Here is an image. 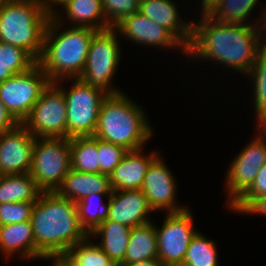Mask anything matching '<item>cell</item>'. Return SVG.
Segmentation results:
<instances>
[{
  "label": "cell",
  "mask_w": 266,
  "mask_h": 266,
  "mask_svg": "<svg viewBox=\"0 0 266 266\" xmlns=\"http://www.w3.org/2000/svg\"><path fill=\"white\" fill-rule=\"evenodd\" d=\"M260 14L258 21L249 25L219 23L207 14H201L200 22L193 23L192 38L186 55L218 62L242 72L246 77L259 52L266 46V34L263 32L266 7Z\"/></svg>",
  "instance_id": "6da1fadb"
},
{
  "label": "cell",
  "mask_w": 266,
  "mask_h": 266,
  "mask_svg": "<svg viewBox=\"0 0 266 266\" xmlns=\"http://www.w3.org/2000/svg\"><path fill=\"white\" fill-rule=\"evenodd\" d=\"M30 222L34 259L62 256L89 234L81 226L77 205L54 192H41L34 203Z\"/></svg>",
  "instance_id": "7a4b0ae2"
},
{
  "label": "cell",
  "mask_w": 266,
  "mask_h": 266,
  "mask_svg": "<svg viewBox=\"0 0 266 266\" xmlns=\"http://www.w3.org/2000/svg\"><path fill=\"white\" fill-rule=\"evenodd\" d=\"M60 13L57 11L49 19L44 34L43 51L37 62L50 82H60L81 76L90 41L97 32L93 28L79 26L62 30V22L65 20L63 16L61 18ZM58 28H61L62 32Z\"/></svg>",
  "instance_id": "3957f363"
},
{
  "label": "cell",
  "mask_w": 266,
  "mask_h": 266,
  "mask_svg": "<svg viewBox=\"0 0 266 266\" xmlns=\"http://www.w3.org/2000/svg\"><path fill=\"white\" fill-rule=\"evenodd\" d=\"M145 111L125 93L103 100L94 137L122 146L128 151L144 149L153 129Z\"/></svg>",
  "instance_id": "277c9868"
},
{
  "label": "cell",
  "mask_w": 266,
  "mask_h": 266,
  "mask_svg": "<svg viewBox=\"0 0 266 266\" xmlns=\"http://www.w3.org/2000/svg\"><path fill=\"white\" fill-rule=\"evenodd\" d=\"M50 18L45 0H10L0 8V42L25 50L38 62Z\"/></svg>",
  "instance_id": "5b68a950"
},
{
  "label": "cell",
  "mask_w": 266,
  "mask_h": 266,
  "mask_svg": "<svg viewBox=\"0 0 266 266\" xmlns=\"http://www.w3.org/2000/svg\"><path fill=\"white\" fill-rule=\"evenodd\" d=\"M117 30L111 27L97 31L89 45L86 63L79 77L88 86L100 89L107 95L122 91L112 83L121 59V49Z\"/></svg>",
  "instance_id": "8992f818"
},
{
  "label": "cell",
  "mask_w": 266,
  "mask_h": 266,
  "mask_svg": "<svg viewBox=\"0 0 266 266\" xmlns=\"http://www.w3.org/2000/svg\"><path fill=\"white\" fill-rule=\"evenodd\" d=\"M70 138L36 137L29 174L42 192H54L71 169Z\"/></svg>",
  "instance_id": "52a82bcc"
},
{
  "label": "cell",
  "mask_w": 266,
  "mask_h": 266,
  "mask_svg": "<svg viewBox=\"0 0 266 266\" xmlns=\"http://www.w3.org/2000/svg\"><path fill=\"white\" fill-rule=\"evenodd\" d=\"M69 90H63L67 109V138L93 136L97 127L99 111L107 94L74 78Z\"/></svg>",
  "instance_id": "ba28073f"
},
{
  "label": "cell",
  "mask_w": 266,
  "mask_h": 266,
  "mask_svg": "<svg viewBox=\"0 0 266 266\" xmlns=\"http://www.w3.org/2000/svg\"><path fill=\"white\" fill-rule=\"evenodd\" d=\"M21 124L35 137L67 138V109L58 84H48Z\"/></svg>",
  "instance_id": "9c48e42d"
},
{
  "label": "cell",
  "mask_w": 266,
  "mask_h": 266,
  "mask_svg": "<svg viewBox=\"0 0 266 266\" xmlns=\"http://www.w3.org/2000/svg\"><path fill=\"white\" fill-rule=\"evenodd\" d=\"M49 83L48 76L36 63L28 71L15 74L0 83V101L21 124Z\"/></svg>",
  "instance_id": "30bf717a"
},
{
  "label": "cell",
  "mask_w": 266,
  "mask_h": 266,
  "mask_svg": "<svg viewBox=\"0 0 266 266\" xmlns=\"http://www.w3.org/2000/svg\"><path fill=\"white\" fill-rule=\"evenodd\" d=\"M256 138L238 153L225 176L229 209L253 184L259 170L266 163V126H256Z\"/></svg>",
  "instance_id": "8fae6325"
},
{
  "label": "cell",
  "mask_w": 266,
  "mask_h": 266,
  "mask_svg": "<svg viewBox=\"0 0 266 266\" xmlns=\"http://www.w3.org/2000/svg\"><path fill=\"white\" fill-rule=\"evenodd\" d=\"M193 218L191 211L186 209L166 213L163 225H155L158 259L163 266H180L183 263L190 241L197 233Z\"/></svg>",
  "instance_id": "7c38bea8"
},
{
  "label": "cell",
  "mask_w": 266,
  "mask_h": 266,
  "mask_svg": "<svg viewBox=\"0 0 266 266\" xmlns=\"http://www.w3.org/2000/svg\"><path fill=\"white\" fill-rule=\"evenodd\" d=\"M169 167L159 155L151 162L144 177L141 190L147 198L149 207L155 211L177 213L188 209L176 200V182Z\"/></svg>",
  "instance_id": "4fadbf2b"
},
{
  "label": "cell",
  "mask_w": 266,
  "mask_h": 266,
  "mask_svg": "<svg viewBox=\"0 0 266 266\" xmlns=\"http://www.w3.org/2000/svg\"><path fill=\"white\" fill-rule=\"evenodd\" d=\"M35 139L22 124L0 134V164L5 175L29 173Z\"/></svg>",
  "instance_id": "5bb4252c"
},
{
  "label": "cell",
  "mask_w": 266,
  "mask_h": 266,
  "mask_svg": "<svg viewBox=\"0 0 266 266\" xmlns=\"http://www.w3.org/2000/svg\"><path fill=\"white\" fill-rule=\"evenodd\" d=\"M120 35L126 36L127 40L141 45L161 48H182L186 54L185 47L164 27L153 22L150 18L140 12L125 17L114 27Z\"/></svg>",
  "instance_id": "9a60e30c"
},
{
  "label": "cell",
  "mask_w": 266,
  "mask_h": 266,
  "mask_svg": "<svg viewBox=\"0 0 266 266\" xmlns=\"http://www.w3.org/2000/svg\"><path fill=\"white\" fill-rule=\"evenodd\" d=\"M106 219L134 228L151 222L148 217L153 210L141 189L112 191L107 198ZM150 219V220H149Z\"/></svg>",
  "instance_id": "2e32d148"
},
{
  "label": "cell",
  "mask_w": 266,
  "mask_h": 266,
  "mask_svg": "<svg viewBox=\"0 0 266 266\" xmlns=\"http://www.w3.org/2000/svg\"><path fill=\"white\" fill-rule=\"evenodd\" d=\"M139 12L168 30L187 49L192 38L193 22L180 17L172 0H140Z\"/></svg>",
  "instance_id": "e0dca14e"
},
{
  "label": "cell",
  "mask_w": 266,
  "mask_h": 266,
  "mask_svg": "<svg viewBox=\"0 0 266 266\" xmlns=\"http://www.w3.org/2000/svg\"><path fill=\"white\" fill-rule=\"evenodd\" d=\"M143 149L128 151L110 175L112 191L141 189L151 162L159 155L151 151L143 155Z\"/></svg>",
  "instance_id": "ac0fdd59"
},
{
  "label": "cell",
  "mask_w": 266,
  "mask_h": 266,
  "mask_svg": "<svg viewBox=\"0 0 266 266\" xmlns=\"http://www.w3.org/2000/svg\"><path fill=\"white\" fill-rule=\"evenodd\" d=\"M55 192L75 203L91 193L111 194L110 176L70 169Z\"/></svg>",
  "instance_id": "d6986e66"
},
{
  "label": "cell",
  "mask_w": 266,
  "mask_h": 266,
  "mask_svg": "<svg viewBox=\"0 0 266 266\" xmlns=\"http://www.w3.org/2000/svg\"><path fill=\"white\" fill-rule=\"evenodd\" d=\"M131 228L113 220L104 219L89 236L101 237L99 247L110 257L115 266L124 263Z\"/></svg>",
  "instance_id": "ffe728a7"
},
{
  "label": "cell",
  "mask_w": 266,
  "mask_h": 266,
  "mask_svg": "<svg viewBox=\"0 0 266 266\" xmlns=\"http://www.w3.org/2000/svg\"><path fill=\"white\" fill-rule=\"evenodd\" d=\"M0 251L4 256H9L8 258L21 253L20 257L34 260V237L31 222L1 225Z\"/></svg>",
  "instance_id": "44dd1931"
},
{
  "label": "cell",
  "mask_w": 266,
  "mask_h": 266,
  "mask_svg": "<svg viewBox=\"0 0 266 266\" xmlns=\"http://www.w3.org/2000/svg\"><path fill=\"white\" fill-rule=\"evenodd\" d=\"M62 11L71 26L89 27L97 31L111 28L105 18L102 0H70L62 6Z\"/></svg>",
  "instance_id": "7402d4cb"
},
{
  "label": "cell",
  "mask_w": 266,
  "mask_h": 266,
  "mask_svg": "<svg viewBox=\"0 0 266 266\" xmlns=\"http://www.w3.org/2000/svg\"><path fill=\"white\" fill-rule=\"evenodd\" d=\"M154 222L131 229L123 264L158 259L157 240Z\"/></svg>",
  "instance_id": "603a6c76"
},
{
  "label": "cell",
  "mask_w": 266,
  "mask_h": 266,
  "mask_svg": "<svg viewBox=\"0 0 266 266\" xmlns=\"http://www.w3.org/2000/svg\"><path fill=\"white\" fill-rule=\"evenodd\" d=\"M41 192L29 173L8 174L0 177V204L36 202Z\"/></svg>",
  "instance_id": "cb8c5ba5"
},
{
  "label": "cell",
  "mask_w": 266,
  "mask_h": 266,
  "mask_svg": "<svg viewBox=\"0 0 266 266\" xmlns=\"http://www.w3.org/2000/svg\"><path fill=\"white\" fill-rule=\"evenodd\" d=\"M71 169L87 173H100L98 138L94 136L70 138Z\"/></svg>",
  "instance_id": "d4e9b609"
},
{
  "label": "cell",
  "mask_w": 266,
  "mask_h": 266,
  "mask_svg": "<svg viewBox=\"0 0 266 266\" xmlns=\"http://www.w3.org/2000/svg\"><path fill=\"white\" fill-rule=\"evenodd\" d=\"M252 80L254 93V111L257 115L256 125L266 126V46L259 52L247 77Z\"/></svg>",
  "instance_id": "484cf974"
},
{
  "label": "cell",
  "mask_w": 266,
  "mask_h": 266,
  "mask_svg": "<svg viewBox=\"0 0 266 266\" xmlns=\"http://www.w3.org/2000/svg\"><path fill=\"white\" fill-rule=\"evenodd\" d=\"M259 0H221L207 15L219 23L249 25L246 21Z\"/></svg>",
  "instance_id": "4316f807"
},
{
  "label": "cell",
  "mask_w": 266,
  "mask_h": 266,
  "mask_svg": "<svg viewBox=\"0 0 266 266\" xmlns=\"http://www.w3.org/2000/svg\"><path fill=\"white\" fill-rule=\"evenodd\" d=\"M88 235L84 240L73 245L64 256L74 266H115L110 257L90 240Z\"/></svg>",
  "instance_id": "83f0119b"
},
{
  "label": "cell",
  "mask_w": 266,
  "mask_h": 266,
  "mask_svg": "<svg viewBox=\"0 0 266 266\" xmlns=\"http://www.w3.org/2000/svg\"><path fill=\"white\" fill-rule=\"evenodd\" d=\"M218 259L215 242L197 231L180 266H218Z\"/></svg>",
  "instance_id": "f1b7e54d"
},
{
  "label": "cell",
  "mask_w": 266,
  "mask_h": 266,
  "mask_svg": "<svg viewBox=\"0 0 266 266\" xmlns=\"http://www.w3.org/2000/svg\"><path fill=\"white\" fill-rule=\"evenodd\" d=\"M110 195L91 193L76 203L80 224L88 234L106 218L108 203H104L103 197Z\"/></svg>",
  "instance_id": "f546056e"
},
{
  "label": "cell",
  "mask_w": 266,
  "mask_h": 266,
  "mask_svg": "<svg viewBox=\"0 0 266 266\" xmlns=\"http://www.w3.org/2000/svg\"><path fill=\"white\" fill-rule=\"evenodd\" d=\"M105 18L115 27L125 17L139 12L140 0H102Z\"/></svg>",
  "instance_id": "4dcf8cb0"
},
{
  "label": "cell",
  "mask_w": 266,
  "mask_h": 266,
  "mask_svg": "<svg viewBox=\"0 0 266 266\" xmlns=\"http://www.w3.org/2000/svg\"><path fill=\"white\" fill-rule=\"evenodd\" d=\"M127 152L122 146L98 139L100 173L110 176Z\"/></svg>",
  "instance_id": "1f68e13d"
},
{
  "label": "cell",
  "mask_w": 266,
  "mask_h": 266,
  "mask_svg": "<svg viewBox=\"0 0 266 266\" xmlns=\"http://www.w3.org/2000/svg\"><path fill=\"white\" fill-rule=\"evenodd\" d=\"M0 61L14 62V74L28 71L37 62L23 49L0 42Z\"/></svg>",
  "instance_id": "d6a6232c"
},
{
  "label": "cell",
  "mask_w": 266,
  "mask_h": 266,
  "mask_svg": "<svg viewBox=\"0 0 266 266\" xmlns=\"http://www.w3.org/2000/svg\"><path fill=\"white\" fill-rule=\"evenodd\" d=\"M35 202H10L0 204V226L30 221Z\"/></svg>",
  "instance_id": "836d02e7"
},
{
  "label": "cell",
  "mask_w": 266,
  "mask_h": 266,
  "mask_svg": "<svg viewBox=\"0 0 266 266\" xmlns=\"http://www.w3.org/2000/svg\"><path fill=\"white\" fill-rule=\"evenodd\" d=\"M229 209L241 214L266 216V195L256 198H239Z\"/></svg>",
  "instance_id": "e575fe53"
},
{
  "label": "cell",
  "mask_w": 266,
  "mask_h": 266,
  "mask_svg": "<svg viewBox=\"0 0 266 266\" xmlns=\"http://www.w3.org/2000/svg\"><path fill=\"white\" fill-rule=\"evenodd\" d=\"M266 195V163L257 174L251 187L240 198H256Z\"/></svg>",
  "instance_id": "d590c367"
},
{
  "label": "cell",
  "mask_w": 266,
  "mask_h": 266,
  "mask_svg": "<svg viewBox=\"0 0 266 266\" xmlns=\"http://www.w3.org/2000/svg\"><path fill=\"white\" fill-rule=\"evenodd\" d=\"M19 123L5 108V105L0 101V134L15 128Z\"/></svg>",
  "instance_id": "8d00e7d4"
},
{
  "label": "cell",
  "mask_w": 266,
  "mask_h": 266,
  "mask_svg": "<svg viewBox=\"0 0 266 266\" xmlns=\"http://www.w3.org/2000/svg\"><path fill=\"white\" fill-rule=\"evenodd\" d=\"M14 74V62L0 61V83L9 79Z\"/></svg>",
  "instance_id": "74e56055"
},
{
  "label": "cell",
  "mask_w": 266,
  "mask_h": 266,
  "mask_svg": "<svg viewBox=\"0 0 266 266\" xmlns=\"http://www.w3.org/2000/svg\"><path fill=\"white\" fill-rule=\"evenodd\" d=\"M70 0H45L46 3V9L49 15L52 17L56 14L57 11H55L57 6L62 7L64 4H66ZM55 6V7H53ZM55 8V9H54Z\"/></svg>",
  "instance_id": "f35d334b"
},
{
  "label": "cell",
  "mask_w": 266,
  "mask_h": 266,
  "mask_svg": "<svg viewBox=\"0 0 266 266\" xmlns=\"http://www.w3.org/2000/svg\"><path fill=\"white\" fill-rule=\"evenodd\" d=\"M44 260H52V266H74L64 255L62 256H45Z\"/></svg>",
  "instance_id": "ab89813d"
},
{
  "label": "cell",
  "mask_w": 266,
  "mask_h": 266,
  "mask_svg": "<svg viewBox=\"0 0 266 266\" xmlns=\"http://www.w3.org/2000/svg\"><path fill=\"white\" fill-rule=\"evenodd\" d=\"M120 266H163L159 259H149L133 263L121 264Z\"/></svg>",
  "instance_id": "60d3db41"
},
{
  "label": "cell",
  "mask_w": 266,
  "mask_h": 266,
  "mask_svg": "<svg viewBox=\"0 0 266 266\" xmlns=\"http://www.w3.org/2000/svg\"><path fill=\"white\" fill-rule=\"evenodd\" d=\"M221 0H201V14H207Z\"/></svg>",
  "instance_id": "b9f144b4"
},
{
  "label": "cell",
  "mask_w": 266,
  "mask_h": 266,
  "mask_svg": "<svg viewBox=\"0 0 266 266\" xmlns=\"http://www.w3.org/2000/svg\"><path fill=\"white\" fill-rule=\"evenodd\" d=\"M10 0H0V8L4 5V4H6V3H8Z\"/></svg>",
  "instance_id": "7bdbcfd3"
},
{
  "label": "cell",
  "mask_w": 266,
  "mask_h": 266,
  "mask_svg": "<svg viewBox=\"0 0 266 266\" xmlns=\"http://www.w3.org/2000/svg\"><path fill=\"white\" fill-rule=\"evenodd\" d=\"M3 175H5V174L3 173V170H2L1 164H0V177H2Z\"/></svg>",
  "instance_id": "ee69618b"
}]
</instances>
